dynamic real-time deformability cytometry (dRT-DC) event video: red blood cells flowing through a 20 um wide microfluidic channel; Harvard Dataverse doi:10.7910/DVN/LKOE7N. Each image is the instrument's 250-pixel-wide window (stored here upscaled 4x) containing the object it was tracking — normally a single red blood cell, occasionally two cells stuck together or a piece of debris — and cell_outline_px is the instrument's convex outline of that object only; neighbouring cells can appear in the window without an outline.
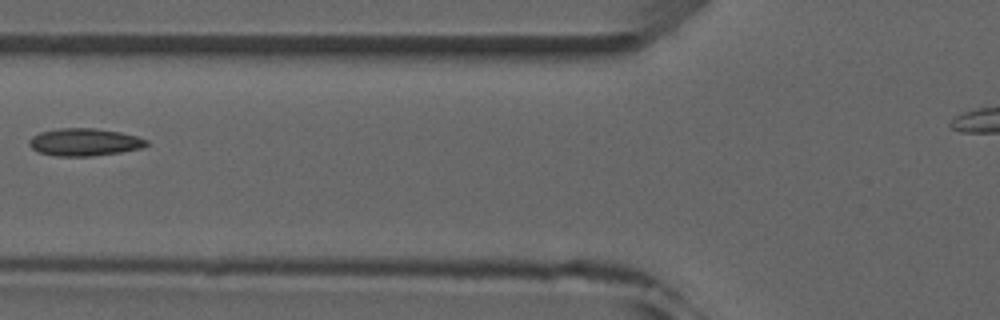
{"species": "common noctule bat (a hibernating species)", "species_latin": "Nyctalus noctula", "temperature_condition": "room temperature", "stored_images_in_passage": 5, "camera_frame_rate_fps": 3000, "um_per_image_px": 0.085, "animal": {"sex": "male", "forearm_length_mm": 52.5}, "frame": {"image": 1, "passage_image": 5, "time_ms": 5.333, "image_size_px": [1000, 320], "cell_outline_px": [[148, 144], [144, 148], [120, 152], [88, 156], [56, 156], [40, 152], [32, 148], [28, 144], [28, 140], [32, 136], [40, 132], [60, 128], [96, 128], [120, 132], [136, 136], [148, 140]], "centroid_in_image_um": [7.18, 12.07], "position_along_channel_um": 118.6, "area_um2": 18.79}}